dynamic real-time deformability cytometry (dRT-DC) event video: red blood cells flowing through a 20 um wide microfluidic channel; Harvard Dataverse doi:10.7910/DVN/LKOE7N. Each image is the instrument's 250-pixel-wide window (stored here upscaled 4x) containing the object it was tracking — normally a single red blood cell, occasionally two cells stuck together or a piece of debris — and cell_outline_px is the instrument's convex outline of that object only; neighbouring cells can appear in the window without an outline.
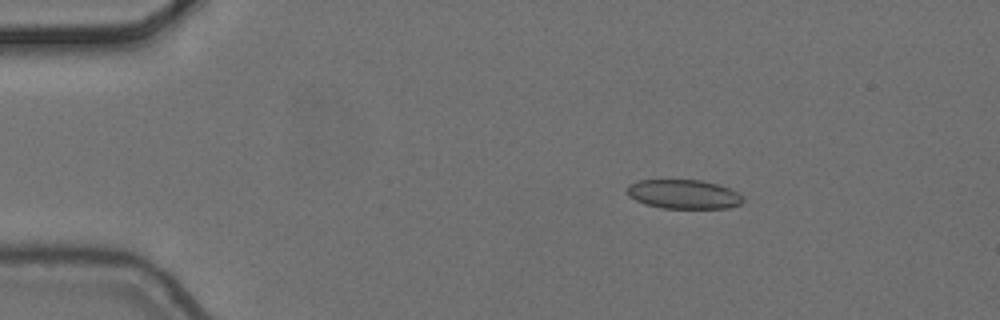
{"species": "common noctule bat (a hibernating species)", "species_latin": "Nyctalus noctula", "temperature_condition": "cold", "stored_images_in_passage": 4, "camera_frame_rate_fps": 3000, "um_per_image_px": 0.085, "animal": {"sex": "female", "body_mass_g": 24.6, "forearm_length_mm": 56.2}, "frame": {"image": 1, "passage_image": 1, "time_ms": 0.0, "image_size_px": [1000, 320], "cell_outline_px": [[744, 200], [740, 204], [728, 208], [664, 208], [644, 204], [628, 196], [628, 184], [640, 180], [700, 180], [716, 184], [728, 188], [744, 196]], "centroid_in_image_um": [58.11, 16.51], "position_along_channel_um": 26.9, "area_um2": 19.59}}
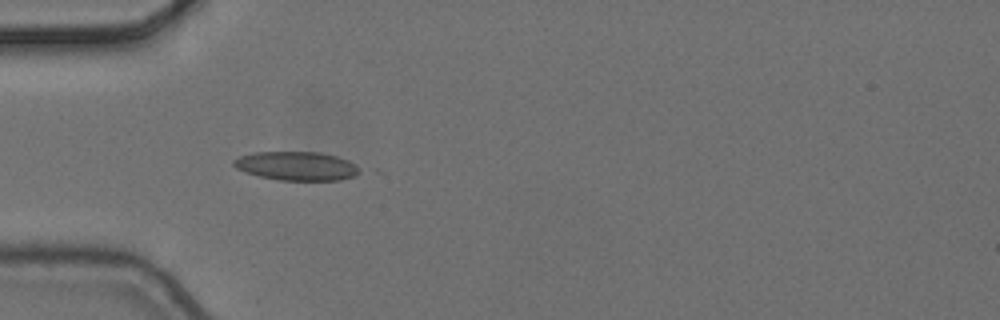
{"frame": {"image": 2, "passage_image": 3, "time_ms": 0.667, "image_size_px": [1000, 320], "cell_outline_px": [[364, 168], [360, 172], [352, 176], [340, 180], [280, 180], [260, 176], [244, 172], [236, 168], [232, 164], [232, 160], [240, 156], [256, 152], [320, 152], [336, 156], [348, 160]], "centroid_in_image_um": [25.23, 14.1], "position_along_channel_um": 59.8, "area_um2": 21.21}}
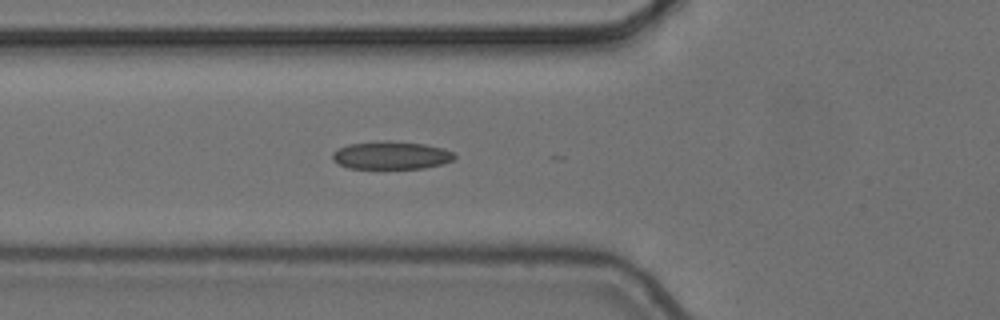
{"frame": {"image": 3, "passage_image": 4, "time_ms": 1.0, "image_size_px": [1000, 320], "cell_outline_px": [[456, 156], [452, 160], [440, 164], [424, 168], [348, 168], [332, 160], [332, 152], [348, 144], [380, 140], [388, 140], [424, 144], [444, 148], [456, 152]], "centroid_in_image_um": [33.26, 13.18], "position_along_channel_um": 92.5, "area_um2": 19.94}}